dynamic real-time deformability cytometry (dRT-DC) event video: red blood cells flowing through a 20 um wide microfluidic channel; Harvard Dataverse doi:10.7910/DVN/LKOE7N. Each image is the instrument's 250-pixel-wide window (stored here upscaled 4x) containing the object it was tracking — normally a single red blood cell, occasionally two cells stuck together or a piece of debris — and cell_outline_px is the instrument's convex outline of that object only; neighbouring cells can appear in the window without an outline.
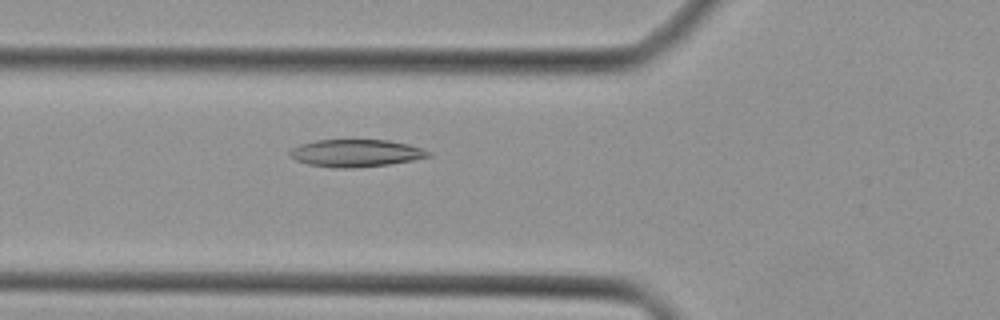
{"species": "Egyptian fruit bat (a non-hibernating species)", "species_latin": "Rousettus aegyptiacus", "temperature_condition": "cold", "stored_images_in_passage": 44, "camera_frame_rate_fps": 3000, "um_per_image_px": 0.085, "animal": {"sex": "female"}, "frame": {"image": 1, "passage_image": 16, "time_ms": 5.0, "image_size_px": [1000, 320], "cell_outline_px": [[432, 156], [412, 160], [388, 164], [352, 168], [336, 168], [308, 164], [296, 160], [288, 156], [288, 152], [292, 148], [300, 144], [316, 140], [388, 140], [408, 144], [432, 152]], "centroid_in_image_um": [30.23, 13.01], "position_along_channel_um": 95.6, "area_um2": 22.08}}
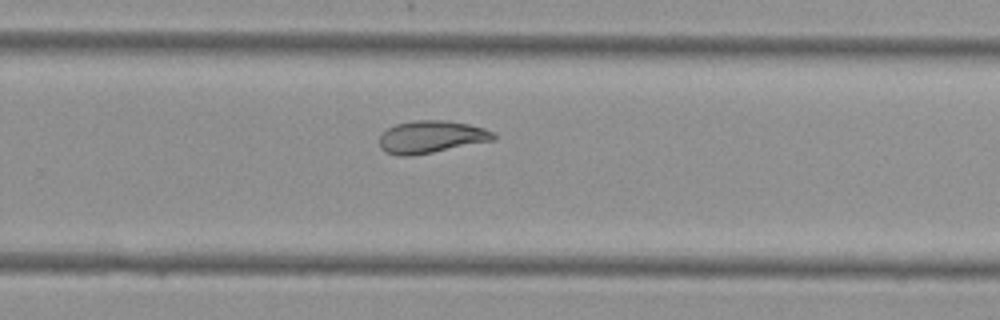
{"frame": {"image": 2, "passage_image": 29, "time_ms": 9.333, "image_size_px": [1000, 320], "cell_outline_px": [[496, 140], [412, 156], [400, 156], [384, 152], [380, 148], [380, 132], [396, 124], [416, 120], [448, 120], [468, 124], [484, 128], [496, 132]], "centroid_in_image_um": [36.66, 11.64], "position_along_channel_um": 293.1, "area_um2": 21.85}}
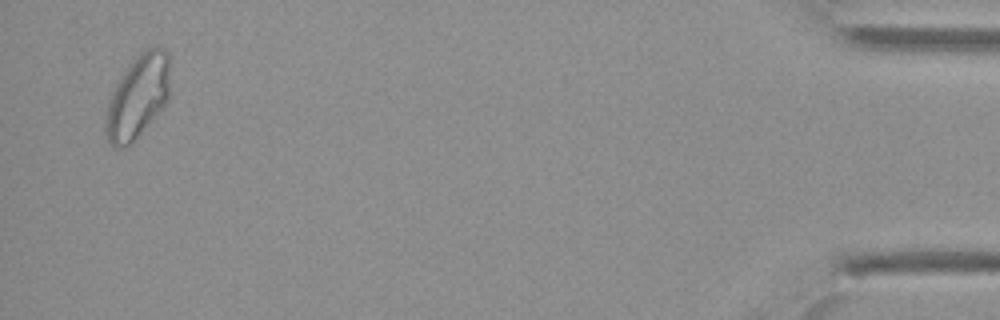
{"frame": {"image": 3, "passage_image": 43, "time_ms": 14.0, "image_size_px": [1000, 320], "cell_outline_px": [[172, 92], [168, 100], [132, 144], [124, 148], [116, 148], [108, 140], [104, 128], [104, 120], [108, 100], [116, 84], [128, 64], [144, 48], [156, 44], [164, 48], [168, 52]], "centroid_in_image_um": [11.74, 8.17], "position_along_channel_um": 423.5, "area_um2": 32.14}}